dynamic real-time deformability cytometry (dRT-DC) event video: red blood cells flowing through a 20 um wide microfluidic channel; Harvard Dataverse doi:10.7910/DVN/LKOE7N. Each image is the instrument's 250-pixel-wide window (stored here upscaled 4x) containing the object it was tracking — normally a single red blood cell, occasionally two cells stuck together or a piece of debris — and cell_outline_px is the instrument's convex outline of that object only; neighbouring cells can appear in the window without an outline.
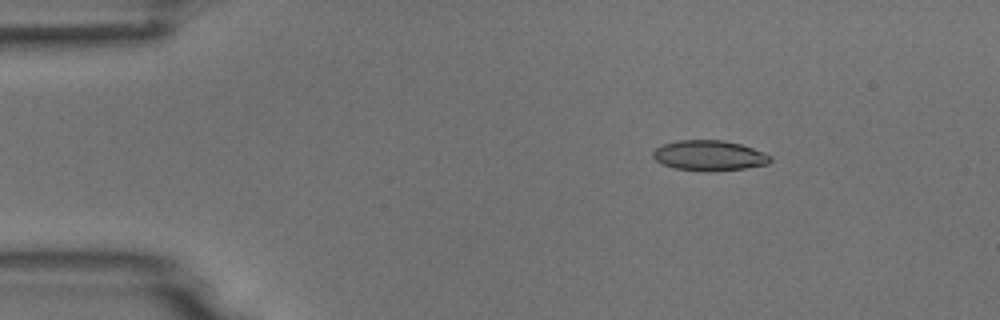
{"species": "common noctule bat (a hibernating species)", "species_latin": "Nyctalus noctula", "temperature_condition": "room temperature", "stored_images_in_passage": 5, "camera_frame_rate_fps": 3000, "um_per_image_px": 0.085, "animal": {"sex": "male", "body_mass_g": 18.8}, "frame": {"image": 1, "passage_image": 3, "time_ms": 0.667, "image_size_px": [1000, 320], "cell_outline_px": [[772, 160], [768, 164], [744, 168], [716, 172], [704, 172], [676, 168], [664, 164], [656, 160], [652, 156], [652, 152], [656, 148], [664, 144], [676, 140], [724, 140], [740, 144], [764, 152], [772, 156]], "centroid_in_image_um": [60.3, 13.23], "position_along_channel_um": 24.7, "area_um2": 20.87}}